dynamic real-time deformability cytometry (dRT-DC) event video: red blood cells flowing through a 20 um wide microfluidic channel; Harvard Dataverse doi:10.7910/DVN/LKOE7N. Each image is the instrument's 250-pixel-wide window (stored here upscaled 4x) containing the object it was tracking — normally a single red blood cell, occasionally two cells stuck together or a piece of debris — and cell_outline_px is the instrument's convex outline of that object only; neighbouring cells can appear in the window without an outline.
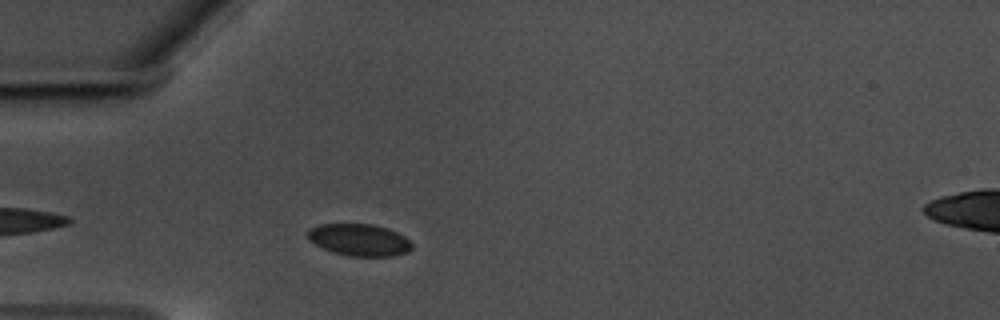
{"species": "common noctule bat (a hibernating species)", "species_latin": "Nyctalus noctula", "temperature_condition": "warm", "stored_images_in_passage": 10, "camera_frame_rate_fps": 3000, "um_per_image_px": 0.085, "animal": {"sex": "male", "body_mass_g": 17.5, "forearm_length_mm": 52.3}, "frame": {"image": 1, "passage_image": 5, "time_ms": 1.333, "image_size_px": [1000, 320], "cell_outline_px": [[412, 248], [408, 252], [392, 256], [348, 256], [332, 252], [308, 240], [308, 228], [320, 224], [372, 224], [388, 228], [404, 236], [412, 244]], "centroid_in_image_um": [30.53, 20.39], "position_along_channel_um": 54.5, "area_um2": 19.42}}